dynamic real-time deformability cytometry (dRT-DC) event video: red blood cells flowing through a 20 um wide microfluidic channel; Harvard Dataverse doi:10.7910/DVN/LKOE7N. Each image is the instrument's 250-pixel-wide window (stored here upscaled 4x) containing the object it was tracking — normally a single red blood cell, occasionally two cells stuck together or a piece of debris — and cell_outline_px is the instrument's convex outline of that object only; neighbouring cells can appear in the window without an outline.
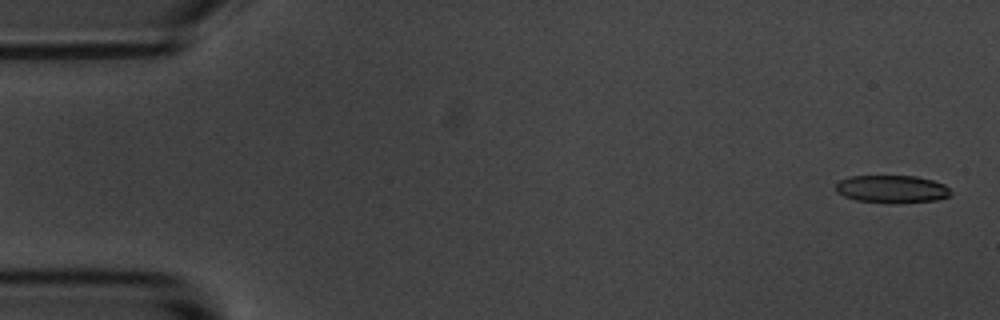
{"species": "common noctule bat (a hibernating species)", "species_latin": "Nyctalus noctula", "temperature_condition": "room temperature", "stored_images_in_passage": 5, "camera_frame_rate_fps": 3000, "um_per_image_px": 0.085, "animal": {"sex": "male", "body_mass_g": 20.1, "forearm_length_mm": 53.5}, "frame": {"image": 1, "passage_image": 1, "time_ms": 0.0, "image_size_px": [1000, 320], "cell_outline_px": [[952, 196], [936, 200], [896, 204], [892, 204], [856, 200], [844, 196], [836, 192], [836, 184], [840, 180], [848, 176], [916, 176], [932, 180], [944, 184], [952, 192]], "centroid_in_image_um": [75.82, 16.08], "position_along_channel_um": 9.2, "area_um2": 18.84}}
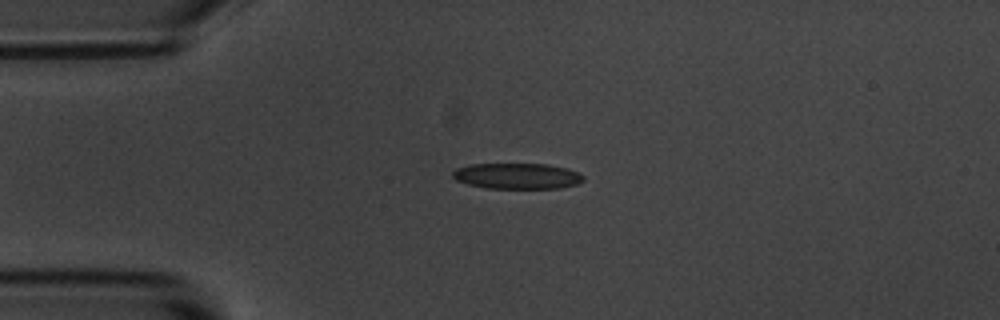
{"frame": {"image": 2, "passage_image": 4, "time_ms": 3.667, "image_size_px": [1000, 320], "cell_outline_px": [[584, 180], [580, 184], [560, 188], [488, 188], [468, 184], [456, 180], [452, 176], [452, 172], [456, 168], [468, 164], [548, 164], [568, 168], [580, 172], [584, 176]], "centroid_in_image_um": [44.0, 14.95], "position_along_channel_um": 41.0, "area_um2": 19.88}}